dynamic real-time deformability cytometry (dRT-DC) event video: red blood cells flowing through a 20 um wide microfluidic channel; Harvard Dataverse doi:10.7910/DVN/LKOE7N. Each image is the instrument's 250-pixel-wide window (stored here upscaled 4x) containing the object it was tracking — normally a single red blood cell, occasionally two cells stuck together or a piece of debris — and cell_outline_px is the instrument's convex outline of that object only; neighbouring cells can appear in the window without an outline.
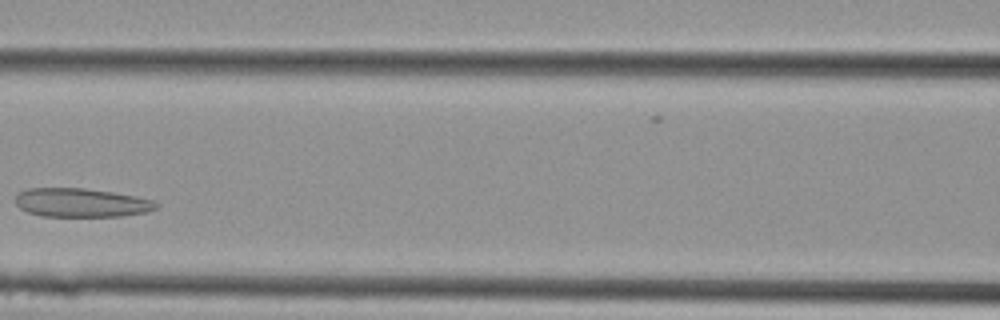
{"species": "Egyptian fruit bat (a non-hibernating species)", "species_latin": "Rousettus aegyptiacus", "temperature_condition": "cold", "stored_images_in_passage": 21, "camera_frame_rate_fps": 3000, "um_per_image_px": 0.085, "animal": {"sex": "female"}, "frame": {"image": 1, "passage_image": 6, "time_ms": 1.667, "image_size_px": [1000, 320], "cell_outline_px": [[160, 204], [156, 208], [144, 212], [120, 216], [40, 216], [28, 212], [20, 208], [16, 204], [16, 192], [28, 188], [84, 188], [112, 192], [136, 196], [152, 200]], "centroid_in_image_um": [6.86, 17.22], "position_along_channel_um": 159.7, "area_um2": 23.58}}
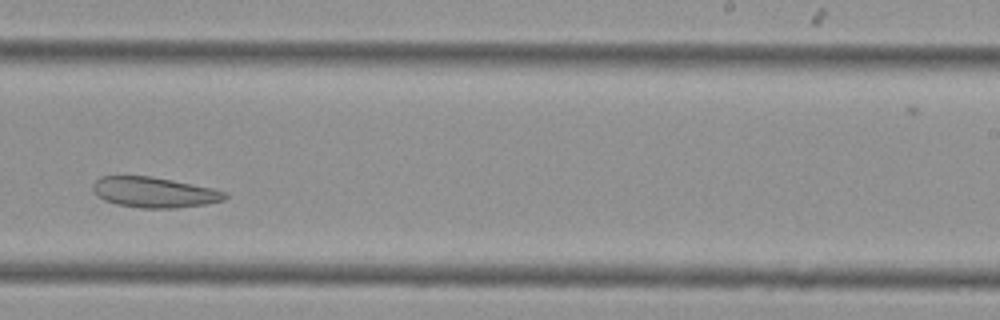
{"frame": {"image": 2, "passage_image": 11, "time_ms": 3.333, "image_size_px": [1000, 320], "cell_outline_px": [[228, 196], [224, 200], [208, 204], [176, 208], [140, 208], [116, 204], [104, 200], [96, 196], [92, 188], [92, 184], [100, 176], [152, 176], [212, 188], [228, 192]], "centroid_in_image_um": [13.11, 16.35], "position_along_channel_um": 275.9, "area_um2": 23.64}}
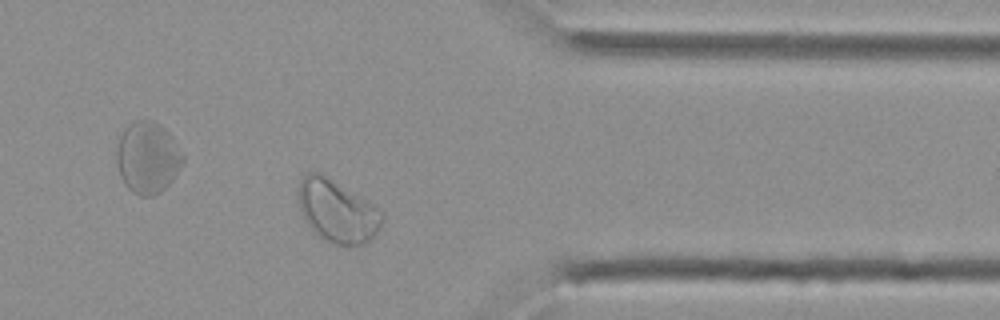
{"frame": {"image": 3, "passage_image": 16, "time_ms": 5.0, "image_size_px": [1000, 320], "cell_outline_px": [[384, 220], [372, 240], [364, 244], [348, 248], [324, 240], [304, 220], [296, 196], [300, 180], [308, 172], [320, 172], [384, 212]], "centroid_in_image_um": [28.66, 17.98], "position_along_channel_um": 382.7, "area_um2": 30.63}}